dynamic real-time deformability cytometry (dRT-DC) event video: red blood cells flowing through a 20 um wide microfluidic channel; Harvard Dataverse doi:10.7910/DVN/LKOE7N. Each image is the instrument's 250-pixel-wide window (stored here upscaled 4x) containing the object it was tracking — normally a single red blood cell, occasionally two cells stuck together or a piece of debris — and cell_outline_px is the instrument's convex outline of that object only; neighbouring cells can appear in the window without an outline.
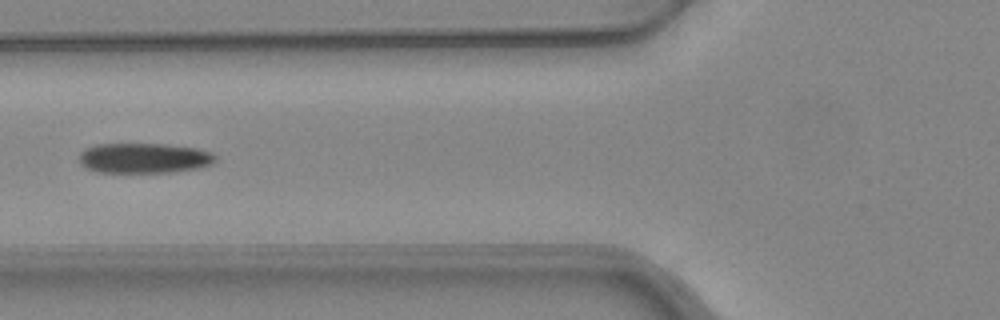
{"species": "common noctule bat (a hibernating species)", "species_latin": "Nyctalus noctula", "temperature_condition": "warm", "stored_images_in_passage": 12, "camera_frame_rate_fps": 3000, "um_per_image_px": 0.085, "animal": {"sex": "female", "body_mass_g": 24.6, "forearm_length_mm": 56.2}, "frame": {"image": 1, "passage_image": 6, "time_ms": 1.667, "image_size_px": [1000, 320], "cell_outline_px": [[216, 160], [212, 164], [200, 168], [172, 172], [96, 172], [80, 164], [80, 152], [84, 148], [96, 144], [164, 144], [196, 148], [212, 152], [216, 156]], "centroid_in_image_um": [12.26, 13.44], "position_along_channel_um": 113.5, "area_um2": 24.04}}
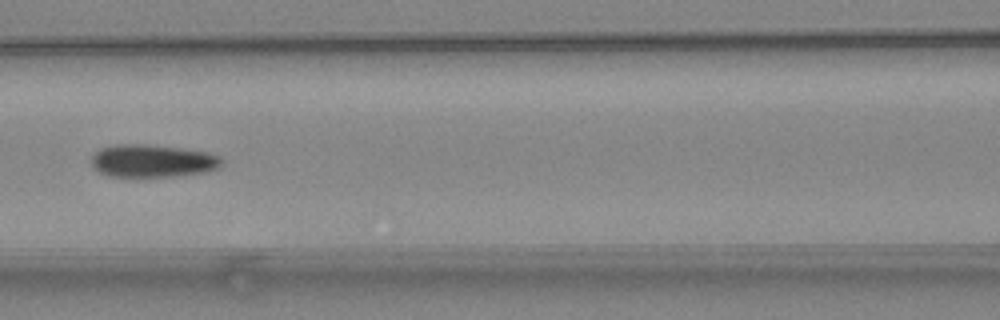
{"frame": {"image": 2, "passage_image": 9, "time_ms": 2.667, "image_size_px": [1000, 320], "cell_outline_px": [[224, 160], [216, 168], [204, 172], [176, 176], [112, 176], [100, 172], [92, 164], [92, 156], [100, 148], [116, 144], [144, 144], [180, 148], [208, 152], [220, 156]], "centroid_in_image_um": [12.97, 13.66], "position_along_channel_um": 153.6, "area_um2": 24.57}}